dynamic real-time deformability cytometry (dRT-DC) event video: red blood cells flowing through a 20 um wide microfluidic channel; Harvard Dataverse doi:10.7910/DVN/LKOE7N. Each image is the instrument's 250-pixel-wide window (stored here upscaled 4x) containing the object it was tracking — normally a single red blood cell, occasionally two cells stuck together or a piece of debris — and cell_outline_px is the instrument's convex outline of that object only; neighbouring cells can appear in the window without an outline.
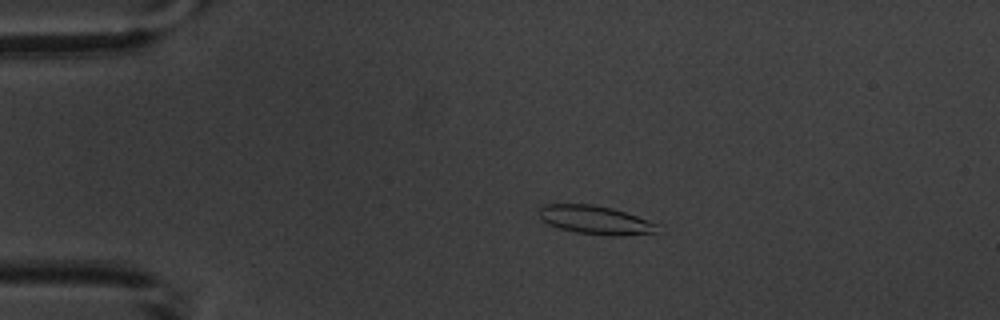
{"species": "common noctule bat (a hibernating species)", "species_latin": "Nyctalus noctula", "temperature_condition": "warm", "stored_images_in_passage": 5, "camera_frame_rate_fps": 3000, "um_per_image_px": 0.085, "animal": {"sex": "male", "body_mass_g": 20.1, "forearm_length_mm": 53.5}, "frame": {"image": 1, "passage_image": 3, "time_ms": 2.333, "image_size_px": [1000, 320], "cell_outline_px": [[660, 224], [656, 232], [616, 236], [576, 232], [560, 228], [548, 224], [540, 220], [536, 212], [544, 204], [592, 204], [612, 208]], "centroid_in_image_um": [50.55, 18.68], "position_along_channel_um": 34.5, "area_um2": 19.65}}